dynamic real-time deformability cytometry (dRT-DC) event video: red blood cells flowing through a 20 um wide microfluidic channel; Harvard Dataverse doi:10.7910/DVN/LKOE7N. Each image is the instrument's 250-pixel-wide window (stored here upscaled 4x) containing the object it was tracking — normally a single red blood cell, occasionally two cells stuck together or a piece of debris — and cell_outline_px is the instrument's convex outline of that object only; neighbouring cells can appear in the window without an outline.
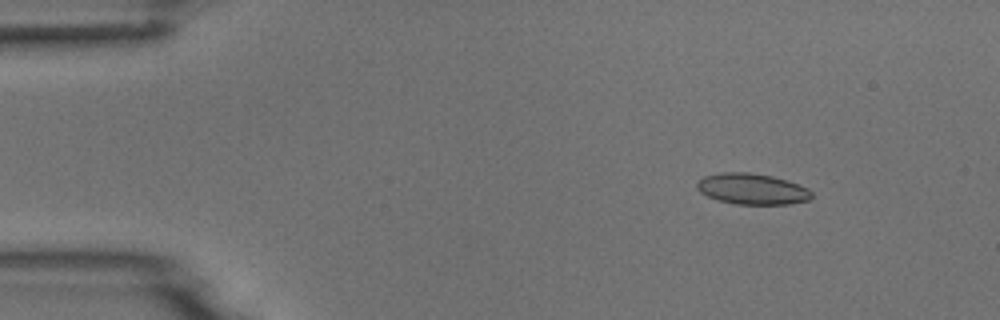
{"species": "common noctule bat (a hibernating species)", "species_latin": "Nyctalus noctula", "temperature_condition": "room temperature", "stored_images_in_passage": 7, "camera_frame_rate_fps": 3000, "um_per_image_px": 0.085, "animal": {"sex": "male", "body_mass_g": 18.8}, "frame": {"image": 1, "passage_image": 2, "time_ms": 1.0, "image_size_px": [1000, 320], "cell_outline_px": [[812, 196], [808, 200], [788, 204], [736, 204], [716, 200], [700, 192], [696, 188], [696, 184], [704, 176], [720, 172], [748, 172], [772, 176], [808, 188], [812, 192]], "centroid_in_image_um": [63.89, 16.06], "position_along_channel_um": 21.1, "area_um2": 20.58}}
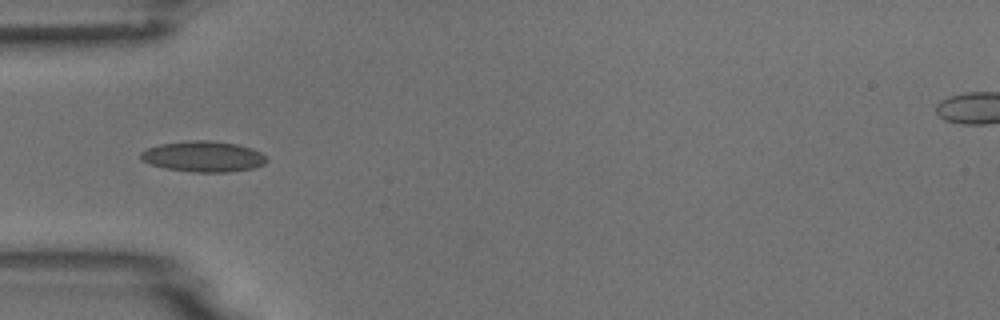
{"frame": {"image": 2, "passage_image": 5, "time_ms": 4.333, "image_size_px": [1000, 320], "cell_outline_px": [[268, 160], [264, 164], [252, 168], [228, 172], [192, 172], [168, 168], [148, 164], [140, 160], [140, 152], [148, 148], [160, 144], [192, 140], [208, 140], [236, 144], [252, 148], [268, 156]], "centroid_in_image_um": [17.28, 13.3], "position_along_channel_um": 67.7, "area_um2": 22.6}}